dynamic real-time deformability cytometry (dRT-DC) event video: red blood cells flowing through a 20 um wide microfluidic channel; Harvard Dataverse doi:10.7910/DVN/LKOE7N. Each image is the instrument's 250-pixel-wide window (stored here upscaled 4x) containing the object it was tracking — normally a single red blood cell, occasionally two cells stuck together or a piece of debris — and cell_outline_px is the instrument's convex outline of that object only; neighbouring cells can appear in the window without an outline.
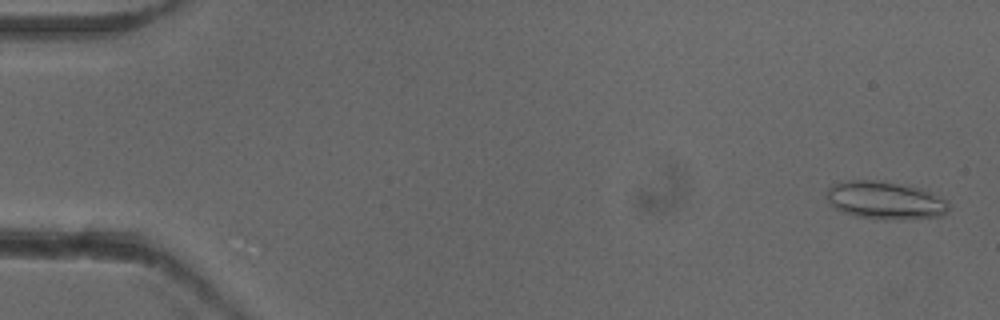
{"species": "common noctule bat (a hibernating species)", "species_latin": "Nyctalus noctula", "temperature_condition": "cold", "stored_images_in_passage": 16, "camera_frame_rate_fps": 3000, "um_per_image_px": 0.085, "animal": {"sex": "female"}, "frame": {"image": 1, "passage_image": 1, "time_ms": 0.0, "image_size_px": [1000, 320], "cell_outline_px": [[948, 212], [940, 216], [856, 216], [844, 212], [828, 204], [828, 188], [832, 184], [848, 180], [872, 180], [920, 188], [948, 200]], "centroid_in_image_um": [75.19, 16.96], "position_along_channel_um": 9.8, "area_um2": 25.37}}